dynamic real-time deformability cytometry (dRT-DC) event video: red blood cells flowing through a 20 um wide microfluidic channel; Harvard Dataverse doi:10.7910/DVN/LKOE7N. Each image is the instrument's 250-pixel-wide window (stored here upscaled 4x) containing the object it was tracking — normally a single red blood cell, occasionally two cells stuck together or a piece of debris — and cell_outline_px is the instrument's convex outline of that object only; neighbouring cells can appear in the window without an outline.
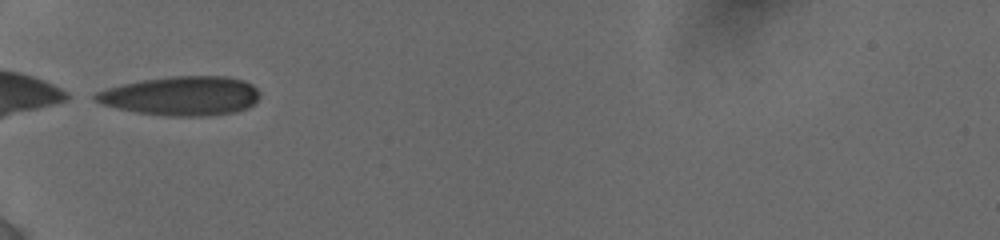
{"species": "human", "species_latin": "Homo sapiens", "temperature_condition": "cold", "stored_images_in_passage": 41, "camera_frame_rate_fps": 3000, "um_per_image_px": 0.085, "donor": {"sex": "female"}, "frame": {"image": 1, "passage_image": 1, "time_ms": 0.0, "image_size_px": [1000, 240], "cell_outline_px": [[260, 96], [248, 108], [236, 112], [208, 116], [164, 116], [136, 112], [116, 108], [100, 104], [92, 100], [92, 96], [96, 92], [108, 88], [140, 80], [168, 76], [228, 76], [244, 80], [252, 84], [260, 92]], "centroid_in_image_um": [15.41, 8.15], "position_along_channel_um": 69.6, "area_um2": 37.92}}
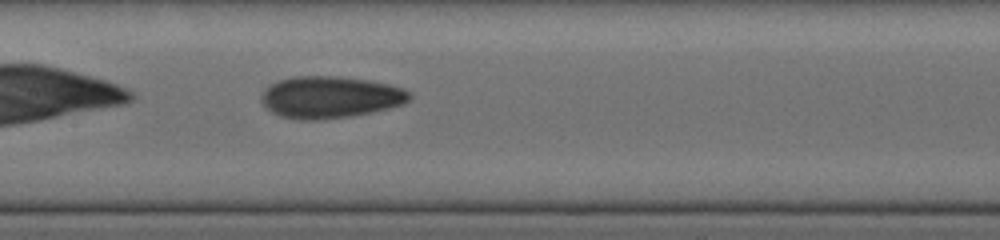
{"frame": {"image": 2, "passage_image": 13, "time_ms": 3.0, "image_size_px": [1000, 240], "cell_outline_px": [[412, 96], [404, 104], [372, 112], [348, 116], [316, 120], [300, 120], [280, 116], [272, 112], [260, 100], [260, 96], [264, 88], [268, 84], [292, 76], [336, 76], [368, 80], [388, 84], [404, 88], [412, 92]], "centroid_in_image_um": [28.05, 8.25], "position_along_channel_um": 179.4, "area_um2": 36.3}}
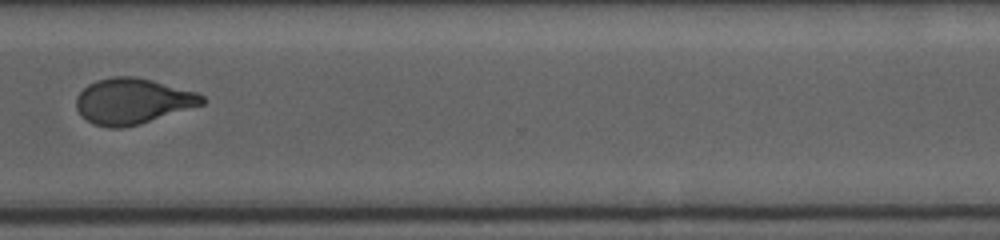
{"frame": {"image": 3, "passage_image": 28, "time_ms": 7.667, "image_size_px": [1000, 240], "cell_outline_px": [[204, 104], [140, 124], [120, 128], [108, 128], [92, 124], [80, 116], [76, 108], [76, 96], [88, 84], [96, 80], [112, 76], [136, 76], [152, 80], [196, 92], [204, 96]], "centroid_in_image_um": [11.23, 8.6], "position_along_channel_um": 359.4, "area_um2": 33.7}, "authors_computed_cell_mechanics": {"area_um2": 33.9286, "velocity_mm_per_s": 3.875, "shape_relaxation_time_tau1_ms": 9.2612, "shape_relaxation_time_tau2_ms": 2.2512, "deformation_change_tau1": 0.235, "deformation_change_tau2": 0.0758}}